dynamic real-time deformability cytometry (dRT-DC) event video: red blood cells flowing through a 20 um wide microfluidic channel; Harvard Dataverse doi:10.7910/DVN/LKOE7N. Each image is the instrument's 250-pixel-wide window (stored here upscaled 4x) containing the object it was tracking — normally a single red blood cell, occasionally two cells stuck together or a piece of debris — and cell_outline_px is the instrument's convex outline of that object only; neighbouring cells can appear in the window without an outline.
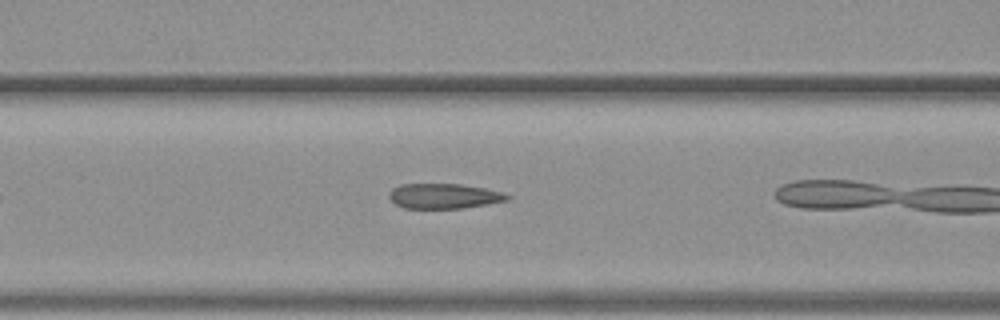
{"species": "common noctule bat (a hibernating species)", "species_latin": "Nyctalus noctula", "temperature_condition": "warm", "stored_images_in_passage": 20, "camera_frame_rate_fps": 3000, "um_per_image_px": 0.085, "animal": {"sex": "female", "body_mass_g": 19.3, "forearm_length_mm": 54.1}, "frame": {"image": 1, "passage_image": 6, "time_ms": 1.667, "image_size_px": [1000, 320], "cell_outline_px": [[512, 196], [508, 200], [488, 204], [460, 208], [404, 208], [396, 204], [388, 196], [392, 188], [400, 184], [460, 184], [484, 188], [504, 192]], "centroid_in_image_um": [37.76, 16.66], "position_along_channel_um": 128.8, "area_um2": 17.22}}
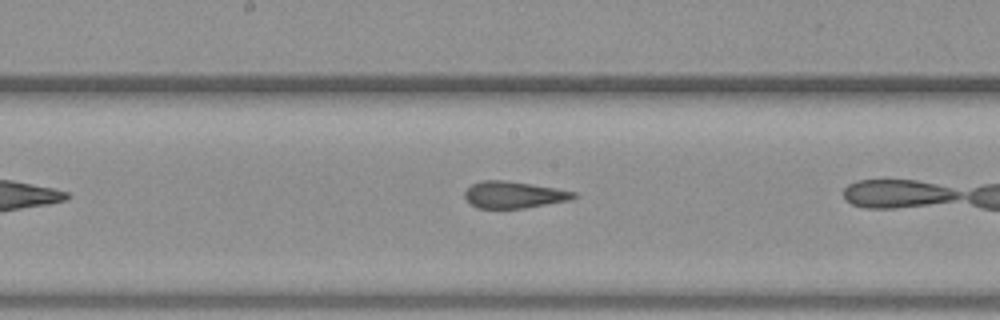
{"frame": {"image": 2, "passage_image": 12, "time_ms": 3.667, "image_size_px": [1000, 320], "cell_outline_px": [[580, 196], [572, 200], [524, 208], [476, 208], [464, 196], [464, 192], [472, 184], [480, 180], [504, 180], [532, 184], [556, 188], [576, 192]], "centroid_in_image_um": [43.72, 16.55], "position_along_channel_um": 204.5, "area_um2": 17.11}}
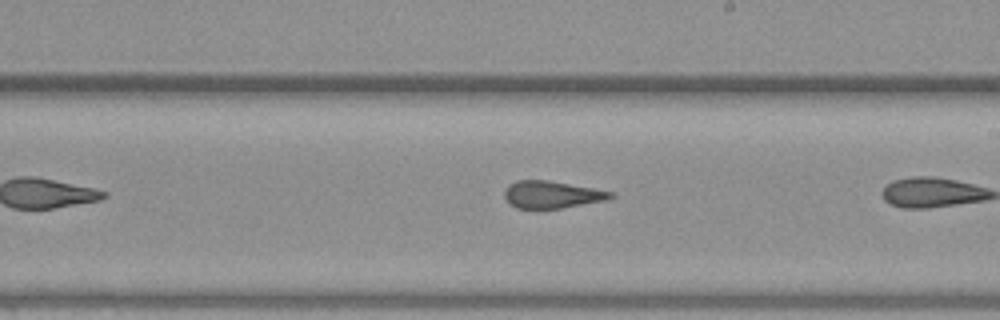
{"frame": {"image": 3, "passage_image": 15, "time_ms": 4.667, "image_size_px": [1000, 320], "cell_outline_px": [[616, 196], [604, 200], [560, 208], [516, 208], [504, 196], [504, 192], [508, 184], [516, 180], [548, 180], [592, 188], [612, 192]], "centroid_in_image_um": [46.87, 16.52], "position_along_channel_um": 242.1, "area_um2": 16.53}}